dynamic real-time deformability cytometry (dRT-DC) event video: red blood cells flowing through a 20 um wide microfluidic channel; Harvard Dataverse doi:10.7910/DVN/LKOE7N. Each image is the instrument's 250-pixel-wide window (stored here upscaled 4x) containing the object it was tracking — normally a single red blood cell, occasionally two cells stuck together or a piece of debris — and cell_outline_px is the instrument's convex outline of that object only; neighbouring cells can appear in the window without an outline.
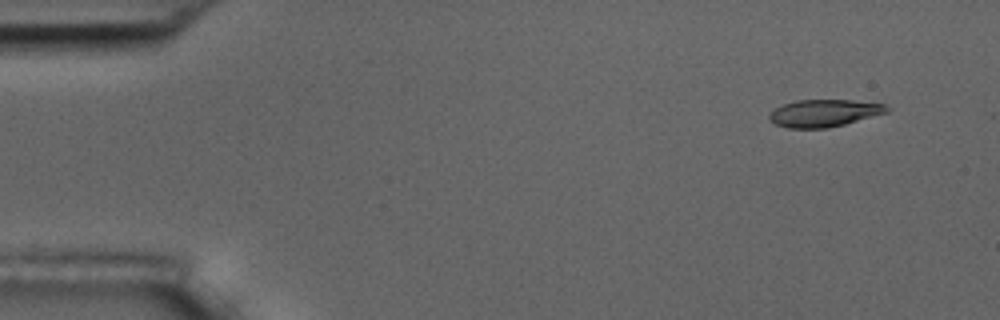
{"species": "common noctule bat (a hibernating species)", "species_latin": "Nyctalus noctula", "temperature_condition": "room temperature", "stored_images_in_passage": 4, "camera_frame_rate_fps": 3000, "um_per_image_px": 0.085, "animal": {"sex": "male", "body_mass_g": 17.5, "forearm_length_mm": 52.3}, "frame": {"image": 1, "passage_image": 1, "time_ms": 0.0, "image_size_px": [1000, 320], "cell_outline_px": [[892, 108], [888, 112], [844, 124], [828, 128], [788, 128], [776, 124], [768, 120], [768, 116], [776, 108], [784, 104], [796, 100], [852, 100], [884, 104]], "centroid_in_image_um": [70.06, 9.61], "position_along_channel_um": 14.9, "area_um2": 18.61}}
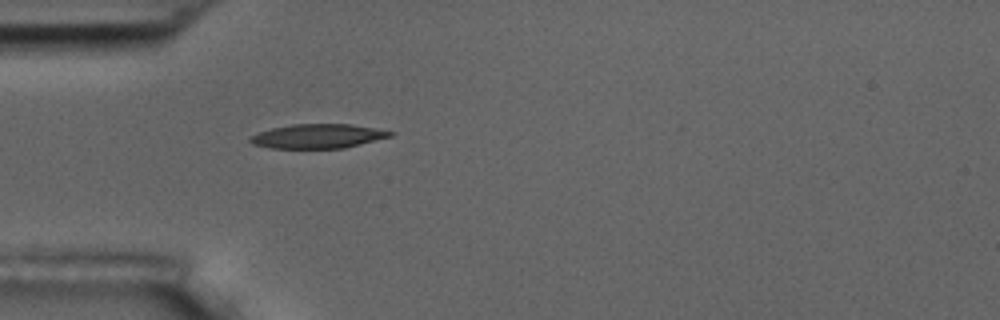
{"frame": {"image": 2, "passage_image": 4, "time_ms": 4.0, "image_size_px": [1000, 320], "cell_outline_px": [[396, 132], [392, 136], [344, 148], [272, 148], [252, 144], [248, 140], [252, 136], [260, 132], [272, 128], [292, 124], [352, 124]], "centroid_in_image_um": [27.04, 11.57], "position_along_channel_um": 58.0, "area_um2": 19.65}}